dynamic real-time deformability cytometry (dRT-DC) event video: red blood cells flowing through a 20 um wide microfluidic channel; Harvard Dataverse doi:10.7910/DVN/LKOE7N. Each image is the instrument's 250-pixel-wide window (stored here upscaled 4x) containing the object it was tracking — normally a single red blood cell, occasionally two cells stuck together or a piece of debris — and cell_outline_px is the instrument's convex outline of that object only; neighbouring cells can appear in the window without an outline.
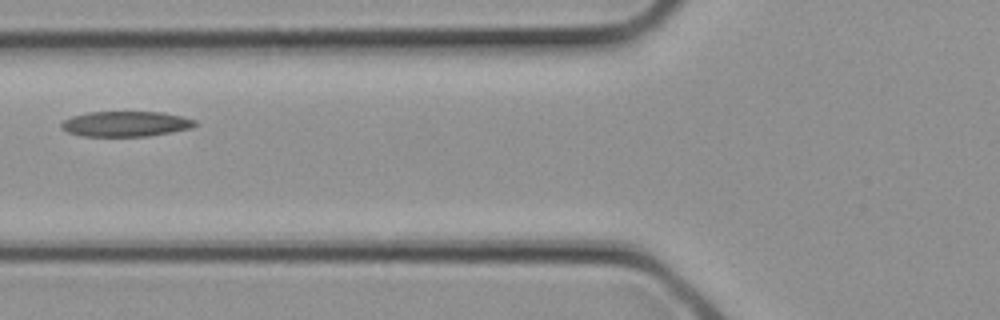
{"species": "common noctule bat (a hibernating species)", "species_latin": "Nyctalus noctula", "temperature_condition": "cold", "stored_images_in_passage": 4, "camera_frame_rate_fps": 3000, "um_per_image_px": 0.085, "animal": {"sex": "female", "body_mass_g": 21.9}, "frame": {"image": 1, "passage_image": 4, "time_ms": 1.0, "image_size_px": [1000, 320], "cell_outline_px": [[200, 124], [192, 128], [172, 132], [148, 136], [80, 136], [68, 132], [60, 128], [60, 124], [64, 120], [72, 116], [88, 112], [160, 112], [180, 116], [196, 120]], "centroid_in_image_um": [10.7, 10.53], "position_along_channel_um": 115.1, "area_um2": 19.83}}